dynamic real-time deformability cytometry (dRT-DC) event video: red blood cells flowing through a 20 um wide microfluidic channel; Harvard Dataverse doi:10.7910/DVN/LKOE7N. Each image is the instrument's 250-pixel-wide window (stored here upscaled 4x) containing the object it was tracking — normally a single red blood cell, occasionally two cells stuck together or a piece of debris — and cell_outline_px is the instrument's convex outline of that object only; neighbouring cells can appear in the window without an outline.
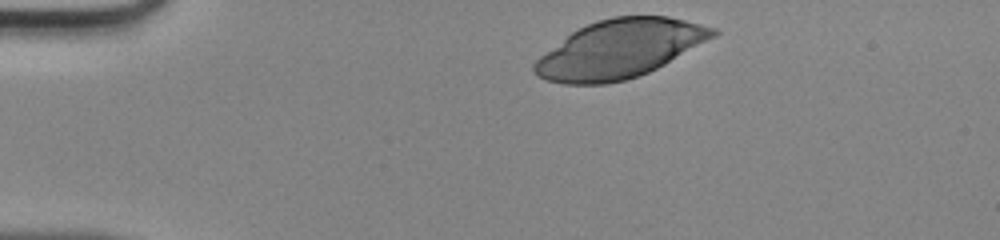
{"species": "human", "species_latin": "Homo sapiens", "temperature_condition": "room temperature", "stored_images_in_passage": 33, "camera_frame_rate_fps": 3000, "um_per_image_px": 0.085, "donor": {"sex": "male"}, "frame": {"image": 1, "passage_image": 1, "time_ms": 0.0, "image_size_px": [1000, 240], "cell_outline_px": [[720, 32], [716, 36], [664, 64], [648, 72], [624, 80], [608, 84], [564, 84], [548, 80], [536, 76], [532, 72], [532, 64], [540, 56], [572, 32], [596, 20], [612, 16], [668, 16], [716, 28]], "centroid_in_image_um": [52.66, 4.16], "position_along_channel_um": 32.3, "area_um2": 60.17}}